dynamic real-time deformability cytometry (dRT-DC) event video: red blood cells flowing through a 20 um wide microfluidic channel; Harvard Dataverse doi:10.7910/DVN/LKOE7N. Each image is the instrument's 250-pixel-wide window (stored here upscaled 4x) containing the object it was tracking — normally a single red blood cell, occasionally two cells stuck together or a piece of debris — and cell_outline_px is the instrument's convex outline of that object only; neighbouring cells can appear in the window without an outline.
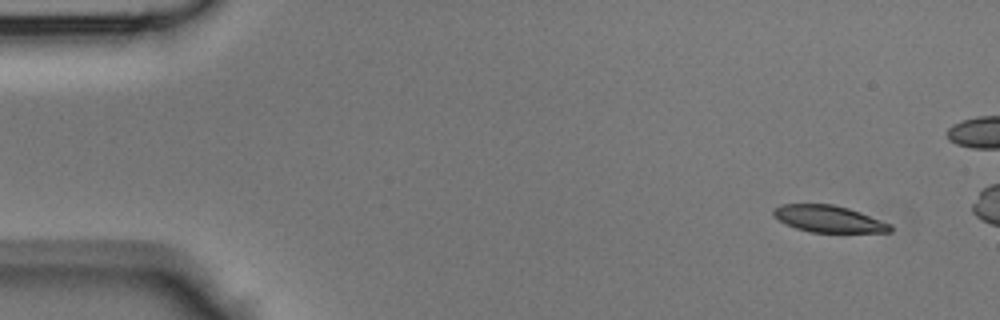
{"species": "Egyptian fruit bat (a non-hibernating species)", "species_latin": "Rousettus aegyptiacus", "temperature_condition": "room temperature", "stored_images_in_passage": 8, "camera_frame_rate_fps": 3000, "um_per_image_px": 0.085, "animal": {"sex": "male"}, "frame": {"image": 1, "passage_image": 1, "time_ms": 0.0, "image_size_px": [1000, 320], "cell_outline_px": [[892, 232], [812, 232], [796, 228], [772, 216], [772, 212], [780, 204], [832, 204], [848, 208], [860, 212], [892, 224]], "centroid_in_image_um": [70.46, 18.6], "position_along_channel_um": 14.5, "area_um2": 18.09}}